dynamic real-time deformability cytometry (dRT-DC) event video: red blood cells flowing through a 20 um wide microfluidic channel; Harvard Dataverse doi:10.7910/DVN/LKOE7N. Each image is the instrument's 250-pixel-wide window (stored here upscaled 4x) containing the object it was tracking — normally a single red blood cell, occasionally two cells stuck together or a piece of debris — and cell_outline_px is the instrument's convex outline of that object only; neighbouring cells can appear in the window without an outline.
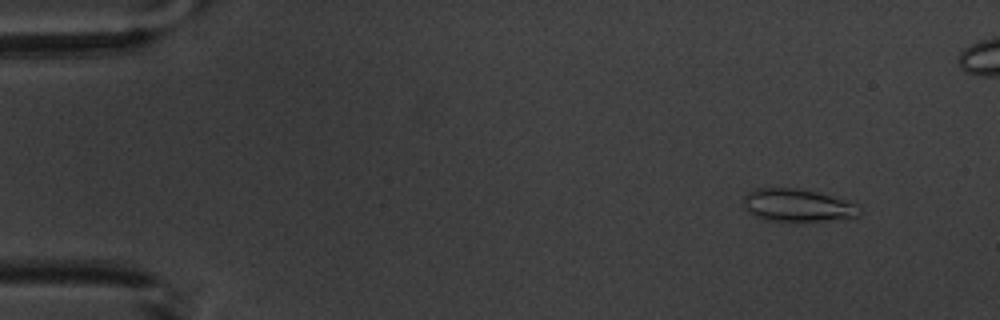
{"species": "common noctule bat (a hibernating species)", "species_latin": "Nyctalus noctula", "temperature_condition": "warm", "stored_images_in_passage": 5, "camera_frame_rate_fps": 3000, "um_per_image_px": 0.085, "animal": {"sex": "male", "body_mass_g": 20.1, "forearm_length_mm": 53.5}, "frame": {"image": 1, "passage_image": 2, "time_ms": 1.333, "image_size_px": [1000, 320], "cell_outline_px": [[864, 208], [860, 216], [844, 220], [796, 224], [764, 220], [748, 212], [744, 208], [744, 196], [748, 192], [756, 188], [800, 188], [816, 192], [844, 200], [856, 204]], "centroid_in_image_um": [67.85, 17.52], "position_along_channel_um": 17.1, "area_um2": 23.29}}